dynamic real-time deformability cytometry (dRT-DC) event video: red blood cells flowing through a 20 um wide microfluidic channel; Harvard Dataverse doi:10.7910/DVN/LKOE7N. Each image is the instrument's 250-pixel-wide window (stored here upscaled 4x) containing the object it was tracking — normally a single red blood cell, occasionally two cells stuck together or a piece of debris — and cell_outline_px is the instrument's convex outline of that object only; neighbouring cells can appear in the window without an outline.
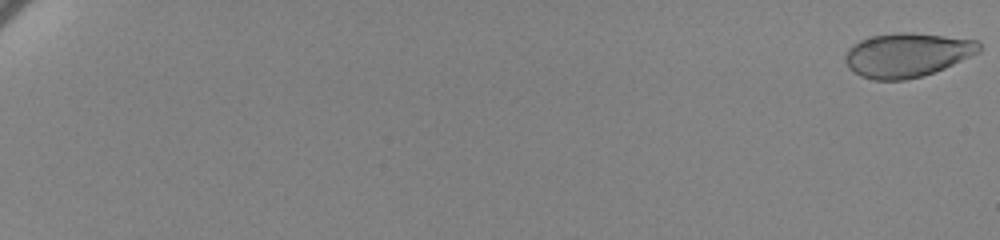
{"species": "human", "species_latin": "Homo sapiens", "temperature_condition": "cold", "stored_images_in_passage": 64, "camera_frame_rate_fps": 3000, "um_per_image_px": 0.085, "donor": {"sex": "female"}, "frame": {"image": 1, "passage_image": 1, "time_ms": 0.0, "image_size_px": [1000, 240], "cell_outline_px": [[980, 52], [944, 68], [920, 76], [904, 80], [872, 80], [860, 76], [848, 68], [844, 60], [844, 56], [848, 48], [852, 44], [860, 40], [872, 36], [900, 32], [912, 32], [976, 40], [980, 44]], "centroid_in_image_um": [77.05, 4.67], "position_along_channel_um": 7.9, "area_um2": 34.39}}
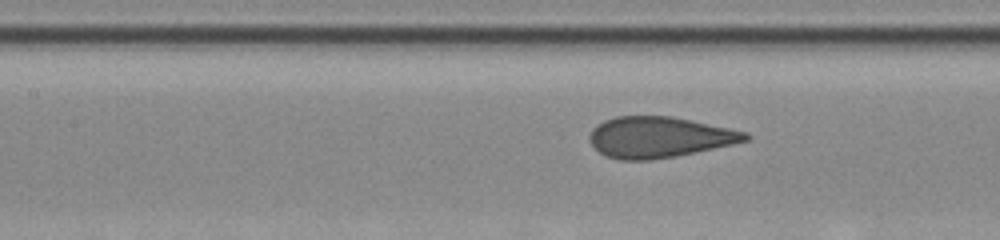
{"frame": {"image": 2, "passage_image": 34, "time_ms": 11.0, "image_size_px": [1000, 240], "cell_outline_px": [[752, 136], [748, 140], [732, 144], [696, 152], [676, 156], [652, 160], [620, 160], [608, 156], [600, 152], [588, 140], [588, 136], [592, 128], [596, 124], [604, 120], [616, 116], [672, 116], [692, 120], [748, 132]], "centroid_in_image_um": [56.02, 11.65], "position_along_channel_um": 151.4, "area_um2": 37.22}}
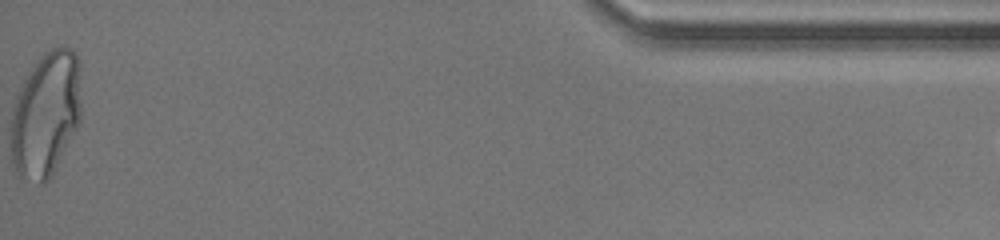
{"frame": {"image": 3, "passage_image": 64, "time_ms": 21.0, "image_size_px": [1000, 240], "cell_outline_px": [[80, 124], [52, 176], [44, 184], [40, 184], [20, 176], [16, 172], [12, 164], [12, 108], [16, 96], [28, 72], [36, 60], [44, 52], [60, 44], [72, 48], [76, 52], [80, 60]], "centroid_in_image_um": [3.93, 9.68], "position_along_channel_um": 431.3, "area_um2": 52.08}, "authors_computed_cell_mechanics": {"area_um2": 37.0498, "velocity_mm_per_s": 3.4295, "shape_relaxation_time_tau1_ms": 4.8267, "shape_relaxation_time_tau2_ms": null, "deformation_change_tau1": 0.1577, "deformation_change_tau2": null}}